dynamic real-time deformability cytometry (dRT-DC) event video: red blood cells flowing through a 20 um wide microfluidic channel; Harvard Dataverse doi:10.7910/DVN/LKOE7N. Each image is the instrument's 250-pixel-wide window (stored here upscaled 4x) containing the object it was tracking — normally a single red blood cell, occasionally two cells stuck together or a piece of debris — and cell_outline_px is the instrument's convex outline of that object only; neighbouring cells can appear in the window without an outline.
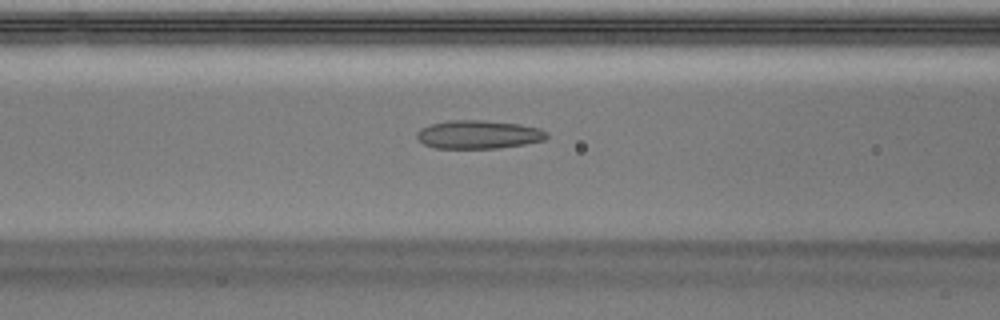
{"species": "Egyptian fruit bat (a non-hibernating species)", "species_latin": "Rousettus aegyptiacus", "temperature_condition": "warm", "stored_images_in_passage": 50, "camera_frame_rate_fps": 3000, "um_per_image_px": 0.085, "animal": {"sex": "male"}, "frame": {"image": 1, "passage_image": 21, "time_ms": 6.667, "image_size_px": [1000, 320], "cell_outline_px": [[548, 136], [544, 140], [524, 144], [500, 148], [436, 148], [424, 144], [416, 136], [416, 132], [420, 128], [432, 124], [448, 120], [484, 120], [520, 124], [540, 128], [548, 132]], "centroid_in_image_um": [40.69, 11.43], "position_along_channel_um": 125.9, "area_um2": 21.56}}
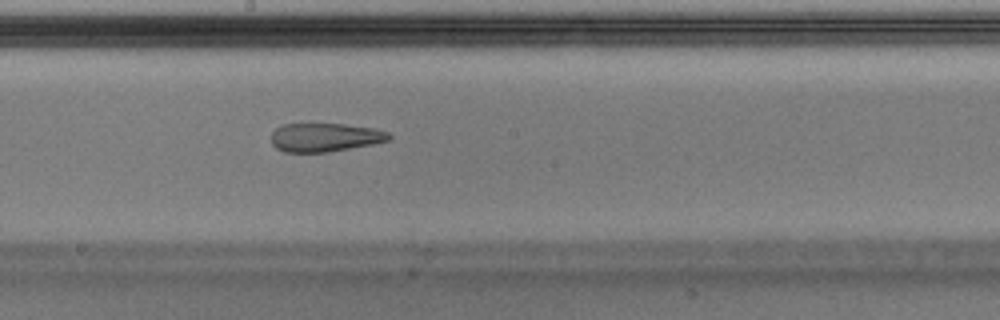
{"frame": {"image": 2, "passage_image": 28, "time_ms": 9.0, "image_size_px": [1000, 320], "cell_outline_px": [[392, 140], [372, 144], [328, 152], [284, 152], [276, 148], [272, 144], [272, 132], [276, 128], [284, 124], [344, 124], [376, 128], [388, 132], [392, 136]], "centroid_in_image_um": [27.65, 11.67], "position_along_channel_um": 220.5, "area_um2": 19.71}}
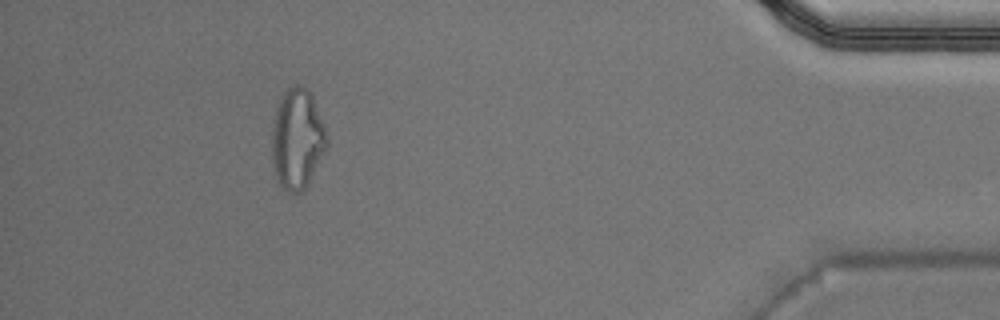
{"frame": {"image": 3, "passage_image": 46, "time_ms": 15.0, "image_size_px": [1000, 320], "cell_outline_px": [[328, 148], [304, 188], [300, 192], [292, 192], [284, 188], [276, 180], [272, 160], [272, 128], [276, 108], [284, 92], [292, 84], [300, 84], [308, 88], [312, 92], [328, 136]], "centroid_in_image_um": [25.28, 11.75], "position_along_channel_um": 409.9, "area_um2": 32.37}, "authors_computed_cell_mechanics": {"area_um2": 21.9062, "velocity_mm_per_s": 4.0677, "shape_relaxation_time_tau1_ms": null, "shape_relaxation_time_tau2_ms": 3.165, "deformation_change_tau1": null, "deformation_change_tau2": 0.1389}}